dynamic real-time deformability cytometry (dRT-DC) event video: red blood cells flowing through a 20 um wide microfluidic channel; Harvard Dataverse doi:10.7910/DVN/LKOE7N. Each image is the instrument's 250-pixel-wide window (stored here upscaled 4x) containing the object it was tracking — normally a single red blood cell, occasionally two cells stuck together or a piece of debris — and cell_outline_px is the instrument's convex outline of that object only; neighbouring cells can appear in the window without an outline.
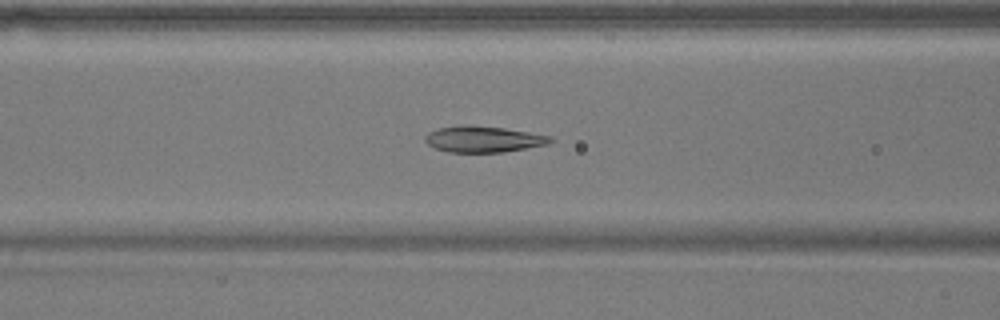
{"species": "common noctule bat (a hibernating species)", "species_latin": "Nyctalus noctula", "temperature_condition": "warm", "stored_images_in_passage": 52, "camera_frame_rate_fps": 3000, "um_per_image_px": 0.085, "animal": {"sex": "male", "body_mass_g": 17.9}, "frame": {"image": 1, "passage_image": 20, "time_ms": 6.333, "image_size_px": [1000, 320], "cell_outline_px": [[556, 140], [548, 144], [504, 152], [448, 152], [436, 148], [428, 144], [424, 140], [424, 136], [428, 132], [440, 128], [504, 128], [552, 136]], "centroid_in_image_um": [41.16, 11.88], "position_along_channel_um": 125.4, "area_um2": 18.21}}
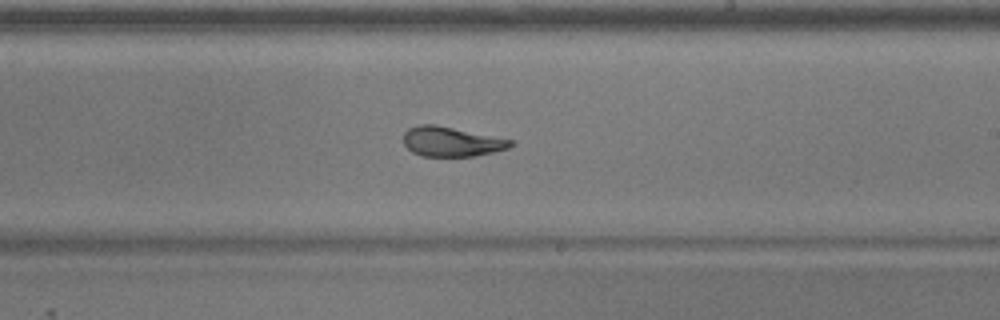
{"frame": {"image": 2, "passage_image": 30, "time_ms": 9.667, "image_size_px": [1000, 320], "cell_outline_px": [[516, 144], [508, 148], [492, 152], [472, 156], [424, 156], [412, 152], [404, 144], [404, 132], [408, 128], [420, 124], [432, 124], [512, 140]], "centroid_in_image_um": [38.35, 12.04], "position_along_channel_um": 250.7, "area_um2": 18.21}}
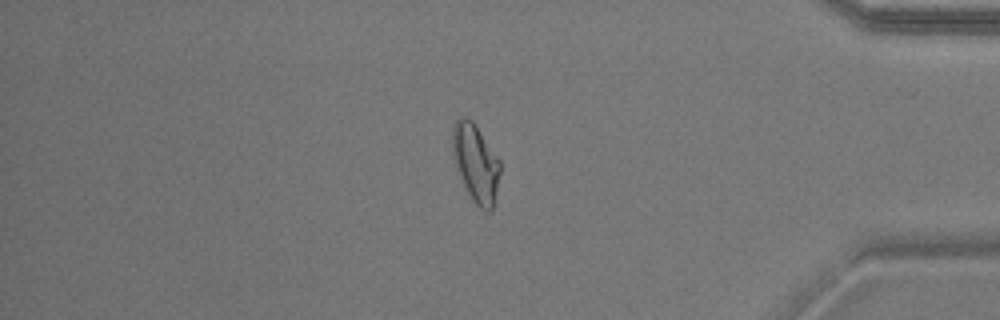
{"frame": {"image": 3, "passage_image": 44, "time_ms": 14.333, "image_size_px": [1000, 320], "cell_outline_px": [[500, 172], [496, 192], [492, 208], [488, 212], [480, 208], [472, 200], [456, 168], [452, 148], [452, 124], [460, 116], [468, 116], [472, 120], [500, 160]], "centroid_in_image_um": [40.42, 13.81], "position_along_channel_um": 394.8, "area_um2": 21.5}, "authors_computed_cell_mechanics": {"area_um2": 20.519, "velocity_mm_per_s": 3.7556, "shape_relaxation_time_tau1_ms": 11.2745, "shape_relaxation_time_tau2_ms": 1.984, "deformation_change_tau1": 0.2873, "deformation_change_tau2": 0.0774}}